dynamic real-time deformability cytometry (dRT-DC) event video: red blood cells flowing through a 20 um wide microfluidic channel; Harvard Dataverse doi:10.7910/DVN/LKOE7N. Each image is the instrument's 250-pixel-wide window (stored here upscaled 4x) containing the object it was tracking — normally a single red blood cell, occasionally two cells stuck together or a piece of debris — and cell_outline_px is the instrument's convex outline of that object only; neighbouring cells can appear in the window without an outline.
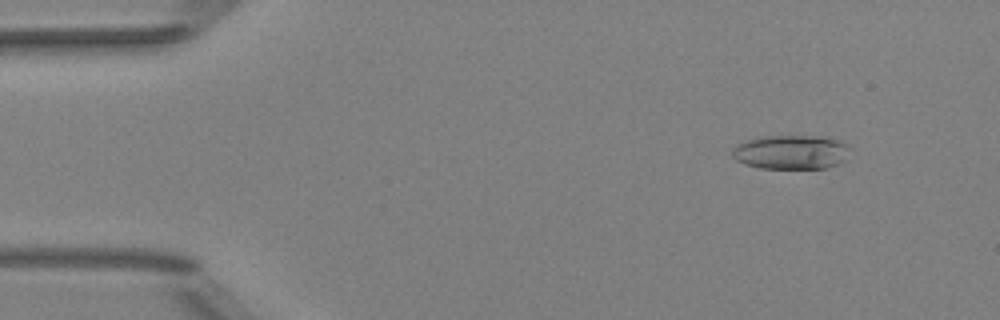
{"species": "Egyptian fruit bat (a non-hibernating species)", "species_latin": "Rousettus aegyptiacus", "temperature_condition": "room temperature", "stored_images_in_passage": 52, "camera_frame_rate_fps": 3000, "um_per_image_px": 0.085, "animal": {"sex": "female"}, "frame": {"image": 1, "passage_image": 6, "time_ms": 1.667, "image_size_px": [1000, 320], "cell_outline_px": [[852, 148], [844, 160], [840, 164], [824, 168], [760, 168], [744, 164], [736, 160], [732, 156], [732, 148], [736, 144], [748, 140], [764, 136], [812, 136], [840, 140], [848, 144]], "centroid_in_image_um": [67.25, 12.93], "position_along_channel_um": 17.7, "area_um2": 23.58}}
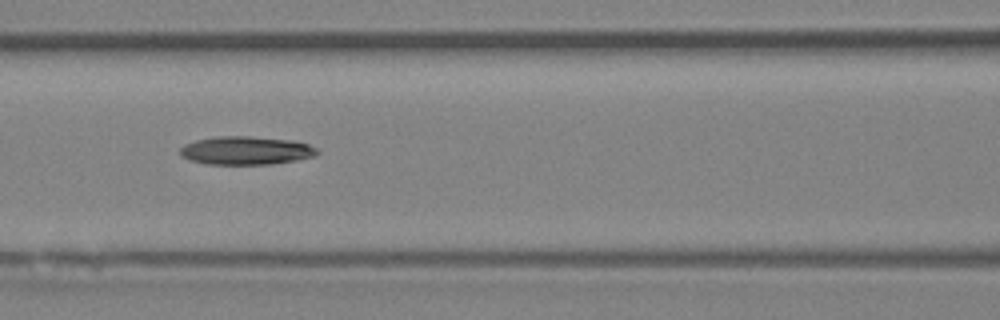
{"frame": {"image": 2, "passage_image": 23, "time_ms": 7.333, "image_size_px": [1000, 320], "cell_outline_px": [[320, 152], [316, 156], [296, 160], [272, 164], [208, 164], [192, 160], [180, 156], [180, 148], [184, 144], [196, 140], [212, 136], [252, 136], [296, 140], [308, 144], [316, 148]], "centroid_in_image_um": [20.93, 12.78], "position_along_channel_um": 145.7, "area_um2": 22.89}}
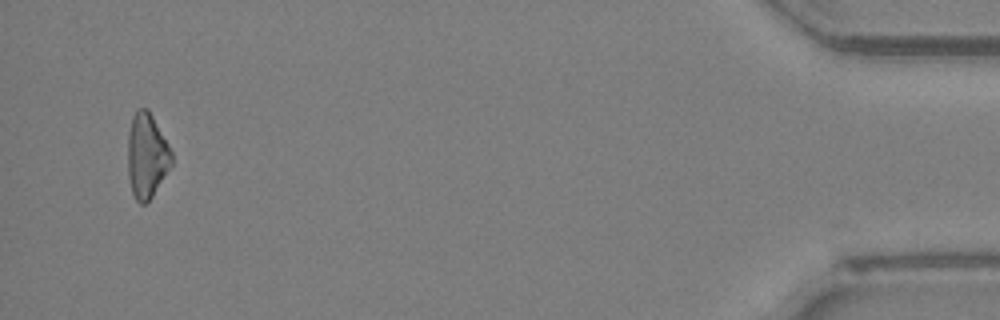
{"frame": {"image": 3, "passage_image": 50, "time_ms": 16.333, "image_size_px": [1000, 320], "cell_outline_px": [[172, 164], [152, 196], [144, 204], [140, 204], [136, 200], [132, 192], [128, 176], [128, 132], [132, 116], [140, 108], [148, 108], [168, 144], [172, 152]], "centroid_in_image_um": [12.46, 13.22], "position_along_channel_um": 422.7, "area_um2": 21.5}}